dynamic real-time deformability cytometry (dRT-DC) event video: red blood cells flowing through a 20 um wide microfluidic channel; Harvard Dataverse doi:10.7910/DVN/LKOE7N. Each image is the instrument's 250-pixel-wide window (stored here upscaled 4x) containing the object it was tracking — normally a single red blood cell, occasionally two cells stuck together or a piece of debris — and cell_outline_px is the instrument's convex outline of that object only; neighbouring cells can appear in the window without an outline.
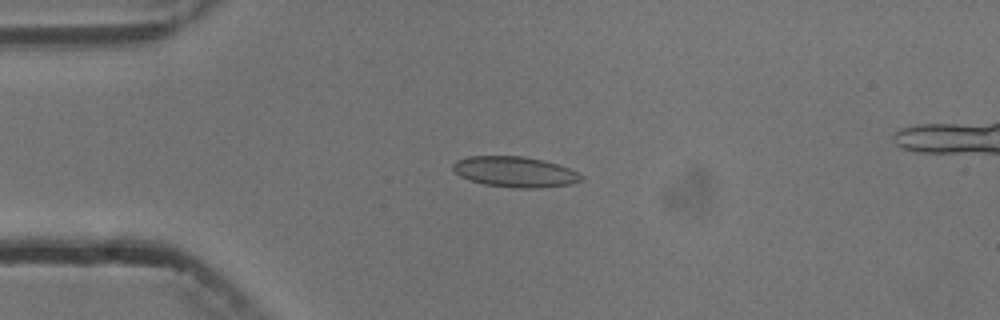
{"species": "common noctule bat (a hibernating species)", "species_latin": "Nyctalus noctula", "temperature_condition": "cold", "stored_images_in_passage": 3, "camera_frame_rate_fps": 3000, "um_per_image_px": 0.085, "animal": {"sex": "male", "body_mass_g": 13.3}, "frame": {"image": 1, "passage_image": 1, "time_ms": 0.0, "image_size_px": [1000, 320], "cell_outline_px": [[584, 180], [572, 184], [532, 188], [516, 188], [484, 184], [460, 176], [452, 168], [452, 164], [456, 160], [468, 156], [524, 156], [544, 160], [568, 168], [584, 176]], "centroid_in_image_um": [43.77, 14.6], "position_along_channel_um": 41.2, "area_um2": 22.77}}